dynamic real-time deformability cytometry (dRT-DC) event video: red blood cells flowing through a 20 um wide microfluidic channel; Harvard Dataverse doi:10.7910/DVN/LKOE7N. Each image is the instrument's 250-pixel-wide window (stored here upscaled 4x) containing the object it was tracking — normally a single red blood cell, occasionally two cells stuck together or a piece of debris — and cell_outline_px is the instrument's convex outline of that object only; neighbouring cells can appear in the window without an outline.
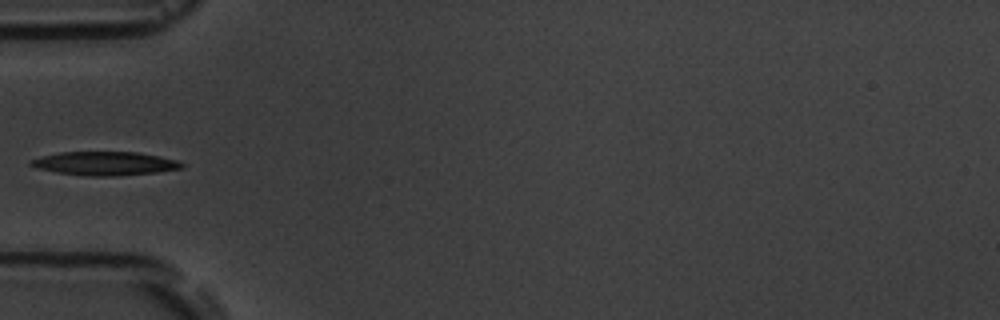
{"species": "common noctule bat (a hibernating species)", "species_latin": "Nyctalus noctula", "temperature_condition": "room temperature", "stored_images_in_passage": 7, "camera_frame_rate_fps": 3000, "um_per_image_px": 0.085, "animal": {"sex": "male", "body_mass_g": 19.5, "forearm_length_mm": 54.6}, "frame": {"image": 1, "passage_image": 5, "time_ms": 5.667, "image_size_px": [1000, 320], "cell_outline_px": [[184, 168], [156, 172], [116, 176], [88, 176], [56, 172], [36, 168], [28, 164], [28, 160], [40, 156], [60, 152], [136, 152], [160, 156], [176, 160], [184, 164]], "centroid_in_image_um": [8.87, 13.89], "position_along_channel_um": 76.1, "area_um2": 20.92}}
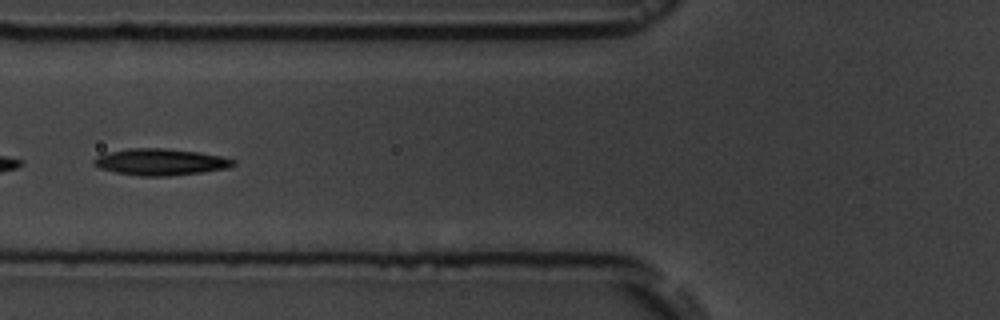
{"frame": {"image": 2, "passage_image": 6, "time_ms": 6.667, "image_size_px": [1000, 320], "cell_outline_px": [[236, 164], [228, 168], [200, 172], [168, 176], [140, 176], [116, 172], [100, 168], [92, 164], [92, 160], [96, 156], [108, 152], [128, 148], [164, 148], [200, 152], [220, 156], [236, 160]], "centroid_in_image_um": [13.62, 13.76], "position_along_channel_um": 112.2, "area_um2": 21.62}}
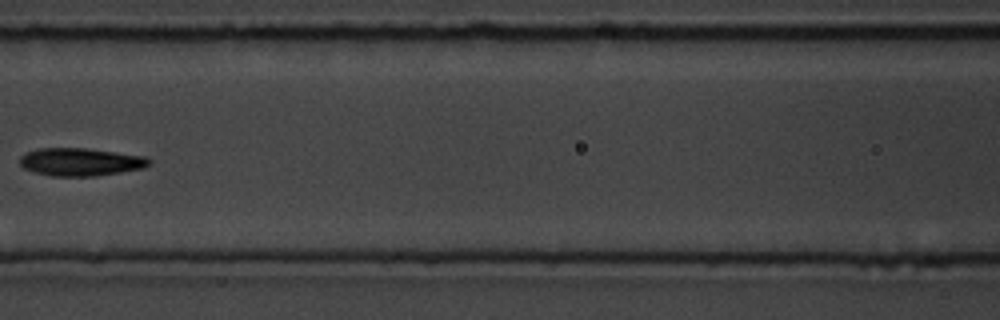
{"frame": {"image": 3, "passage_image": 7, "time_ms": 8.0, "image_size_px": [1000, 320], "cell_outline_px": [[152, 164], [144, 168], [96, 176], [52, 176], [32, 172], [24, 168], [20, 164], [20, 156], [36, 148], [84, 148], [144, 156], [152, 160]], "centroid_in_image_um": [6.84, 13.77], "position_along_channel_um": 159.8, "area_um2": 21.04}}